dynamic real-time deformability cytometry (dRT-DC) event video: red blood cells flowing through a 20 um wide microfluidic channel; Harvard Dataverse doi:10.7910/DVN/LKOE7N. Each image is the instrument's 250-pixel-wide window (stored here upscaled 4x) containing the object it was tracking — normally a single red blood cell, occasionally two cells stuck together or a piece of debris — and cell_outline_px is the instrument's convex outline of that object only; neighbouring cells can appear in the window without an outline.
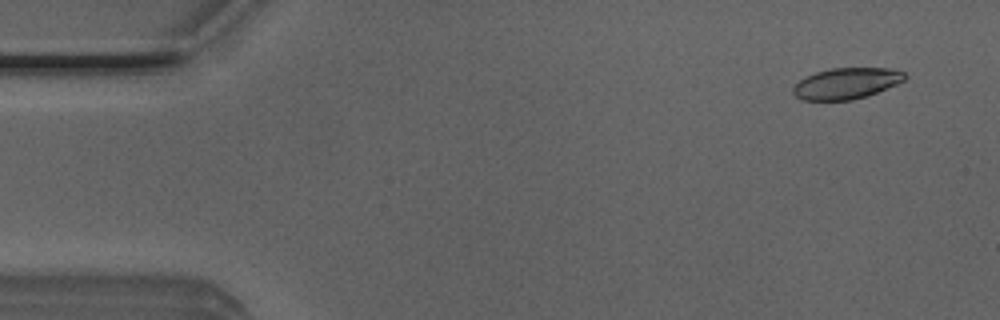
{"species": "Egyptian fruit bat (a non-hibernating species)", "species_latin": "Rousettus aegyptiacus", "temperature_condition": "room temperature", "stored_images_in_passage": 50, "camera_frame_rate_fps": 3000, "um_per_image_px": 0.085, "animal": {"sex": "male"}, "frame": {"image": 1, "passage_image": 3, "time_ms": 0.667, "image_size_px": [1000, 320], "cell_outline_px": [[908, 76], [904, 80], [896, 84], [876, 92], [852, 100], [800, 100], [792, 92], [792, 88], [800, 80], [816, 72], [828, 68], [888, 68], [904, 72]], "centroid_in_image_um": [71.92, 7.08], "position_along_channel_um": 13.1, "area_um2": 20.06}}
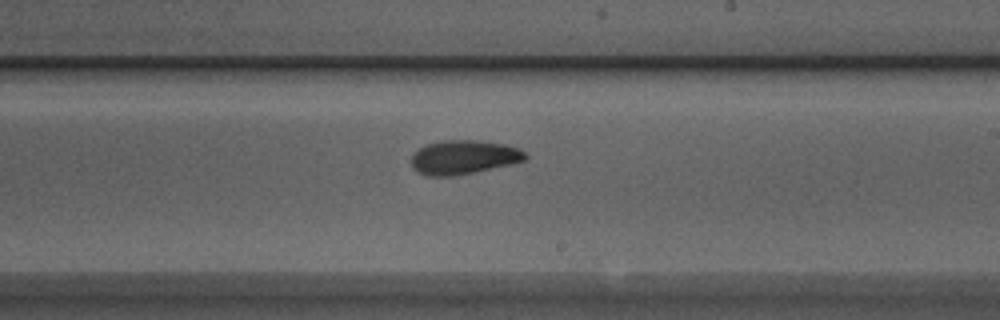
{"frame": {"image": 2, "passage_image": 29, "time_ms": 9.333, "image_size_px": [1000, 320], "cell_outline_px": [[528, 156], [524, 160], [512, 164], [452, 176], [428, 176], [412, 168], [412, 156], [416, 148], [428, 144], [444, 140], [472, 140], [504, 144], [520, 148]], "centroid_in_image_um": [39.4, 13.36], "position_along_channel_um": 249.6, "area_um2": 22.43}}
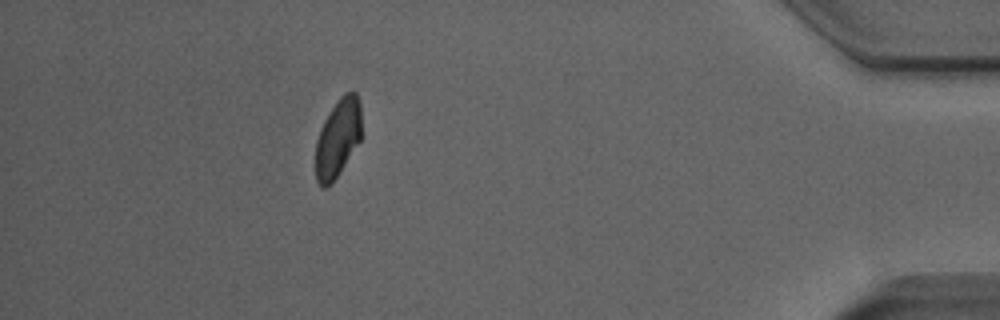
{"frame": {"image": 3, "passage_image": 45, "time_ms": 14.667, "image_size_px": [1000, 320], "cell_outline_px": [[360, 140], [332, 184], [324, 188], [316, 180], [316, 140], [320, 128], [324, 120], [340, 96], [344, 92], [356, 92], [360, 104]], "centroid_in_image_um": [28.7, 11.74], "position_along_channel_um": 406.5, "area_um2": 20.69}, "authors_computed_cell_mechanics": {"area_um2": 21.8195, "velocity_mm_per_s": 4.0131, "shape_relaxation_time_tau1_ms": 3.9769, "shape_relaxation_time_tau2_ms": 4.1515, "deformation_change_tau1": 0.13, "deformation_change_tau2": 0.1038}}